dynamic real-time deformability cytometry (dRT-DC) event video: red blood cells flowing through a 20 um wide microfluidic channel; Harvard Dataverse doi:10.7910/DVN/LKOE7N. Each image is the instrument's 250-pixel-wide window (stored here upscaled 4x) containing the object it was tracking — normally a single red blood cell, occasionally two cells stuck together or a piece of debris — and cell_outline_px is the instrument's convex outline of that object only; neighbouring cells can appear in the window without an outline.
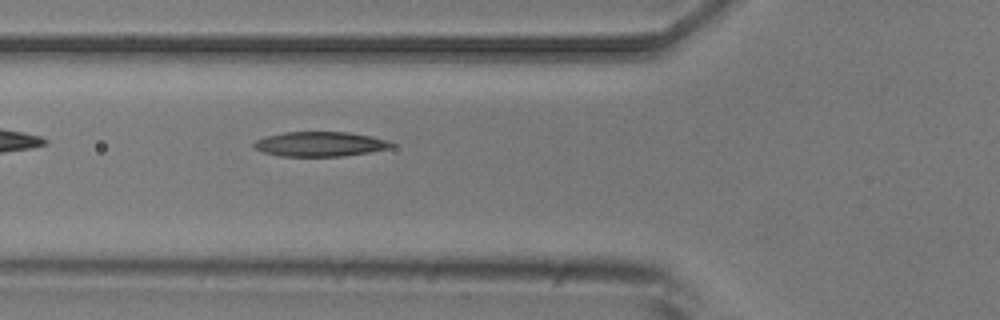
{"species": "common noctule bat (a hibernating species)", "species_latin": "Nyctalus noctula", "temperature_condition": "room temperature", "stored_images_in_passage": 2, "camera_frame_rate_fps": 3000, "um_per_image_px": 0.085, "animal": {"sex": "male", "body_mass_g": 20.5, "forearm_length_mm": 52.5}, "frame": {"image": 1, "passage_image": 2, "time_ms": 1.333, "image_size_px": [1000, 320], "cell_outline_px": [[396, 144], [392, 148], [344, 156], [280, 156], [264, 152], [256, 148], [252, 144], [256, 140], [264, 136], [284, 132], [348, 132], [372, 136], [388, 140]], "centroid_in_image_um": [27.23, 12.24], "position_along_channel_um": 98.6, "area_um2": 19.88}}